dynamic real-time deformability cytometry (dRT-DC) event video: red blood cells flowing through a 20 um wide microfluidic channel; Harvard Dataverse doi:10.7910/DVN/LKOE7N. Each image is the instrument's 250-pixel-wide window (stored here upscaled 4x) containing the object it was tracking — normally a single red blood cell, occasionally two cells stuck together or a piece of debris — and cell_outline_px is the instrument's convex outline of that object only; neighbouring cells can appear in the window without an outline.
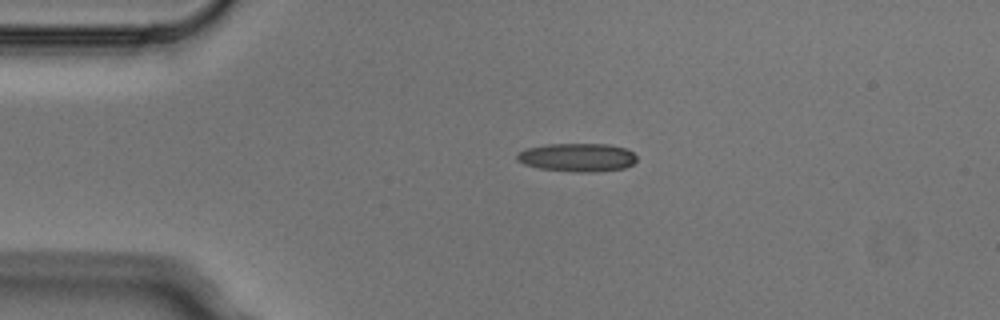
{"species": "Egyptian fruit bat (a non-hibernating species)", "species_latin": "Rousettus aegyptiacus", "temperature_condition": "cold", "stored_images_in_passage": 3, "camera_frame_rate_fps": 3000, "um_per_image_px": 0.085, "animal": {"sex": "male"}, "frame": {"image": 1, "passage_image": 2, "time_ms": 0.333, "image_size_px": [1000, 320], "cell_outline_px": [[636, 160], [632, 164], [624, 168], [596, 172], [576, 172], [540, 168], [524, 164], [516, 160], [516, 156], [520, 152], [528, 148], [548, 144], [608, 144], [624, 148], [632, 152], [636, 156]], "centroid_in_image_um": [49.08, 13.38], "position_along_channel_um": 35.9, "area_um2": 19.65}}